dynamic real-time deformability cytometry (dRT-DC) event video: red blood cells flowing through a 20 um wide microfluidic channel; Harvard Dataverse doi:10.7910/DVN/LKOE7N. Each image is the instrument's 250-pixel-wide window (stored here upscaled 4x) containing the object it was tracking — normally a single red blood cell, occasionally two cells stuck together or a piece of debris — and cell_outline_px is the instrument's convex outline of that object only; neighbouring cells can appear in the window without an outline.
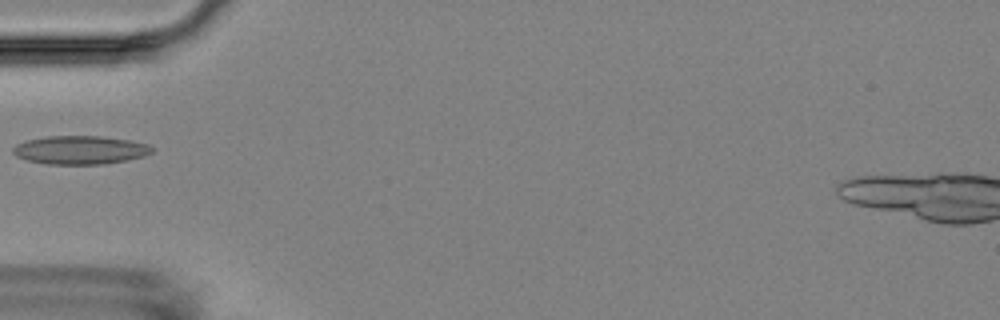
{"species": "Egyptian fruit bat (a non-hibernating species)", "species_latin": "Rousettus aegyptiacus", "temperature_condition": "room temperature", "stored_images_in_passage": 8, "camera_frame_rate_fps": 3000, "um_per_image_px": 0.085, "animal": {"sex": "female"}, "frame": {"image": 1, "passage_image": 6, "time_ms": 6.0, "image_size_px": [1000, 320], "cell_outline_px": [[152, 152], [144, 156], [104, 164], [44, 164], [28, 160], [16, 156], [12, 152], [12, 148], [16, 144], [24, 140], [44, 136], [100, 136], [128, 140], [148, 144], [152, 148]], "centroid_in_image_um": [6.75, 12.74], "position_along_channel_um": 78.3, "area_um2": 23.06}}